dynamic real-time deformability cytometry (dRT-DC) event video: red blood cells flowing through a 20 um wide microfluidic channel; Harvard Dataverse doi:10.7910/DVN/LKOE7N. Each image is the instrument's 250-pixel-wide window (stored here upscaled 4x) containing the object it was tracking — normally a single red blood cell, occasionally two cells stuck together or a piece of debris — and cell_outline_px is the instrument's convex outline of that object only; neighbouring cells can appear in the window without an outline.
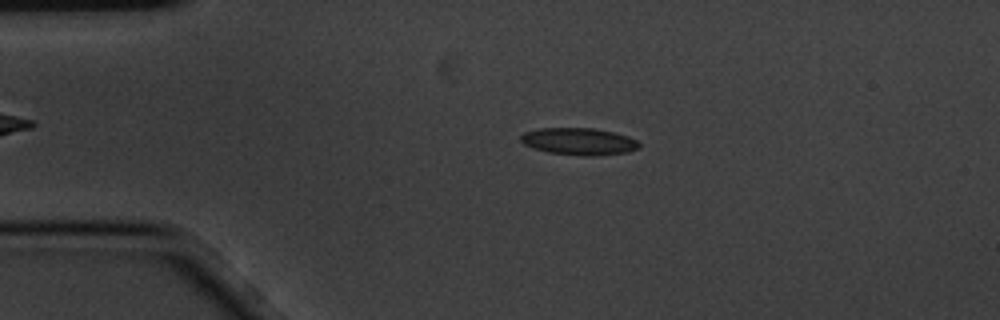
{"species": "common noctule bat (a hibernating species)", "species_latin": "Nyctalus noctula", "temperature_condition": "cold", "stored_images_in_passage": 3, "camera_frame_rate_fps": 3000, "um_per_image_px": 0.085, "animal": {"sex": "male", "body_mass_g": 20.1, "forearm_length_mm": 53.5}, "frame": {"image": 1, "passage_image": 2, "time_ms": 0.333, "image_size_px": [1000, 320], "cell_outline_px": [[640, 148], [628, 152], [596, 156], [584, 156], [548, 152], [532, 148], [524, 144], [520, 140], [520, 136], [524, 132], [540, 128], [592, 128], [612, 132], [628, 136], [636, 140], [640, 144]], "centroid_in_image_um": [49.21, 12.03], "position_along_channel_um": 35.8, "area_um2": 18.73}}